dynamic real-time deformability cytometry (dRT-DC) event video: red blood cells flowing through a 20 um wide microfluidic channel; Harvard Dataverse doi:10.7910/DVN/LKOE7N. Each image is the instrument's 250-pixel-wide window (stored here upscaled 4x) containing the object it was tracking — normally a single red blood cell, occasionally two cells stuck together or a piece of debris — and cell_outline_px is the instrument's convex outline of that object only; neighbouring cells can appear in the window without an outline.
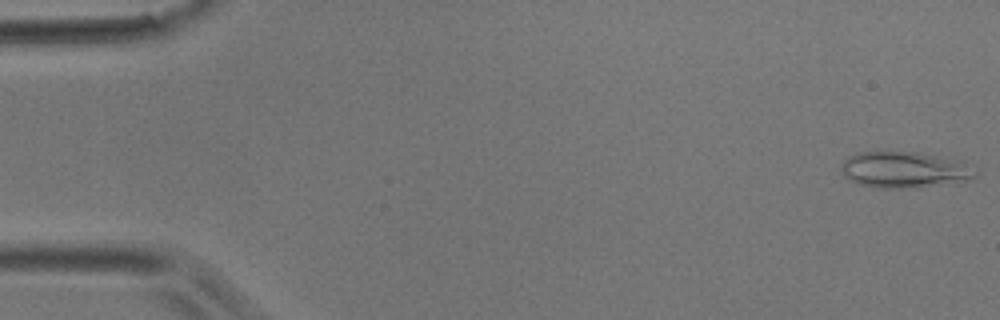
{"species": "common noctule bat (a hibernating species)", "species_latin": "Nyctalus noctula", "temperature_condition": "room temperature", "stored_images_in_passage": 5, "camera_frame_rate_fps": 3000, "um_per_image_px": 0.085, "animal": {"sex": "male", "body_mass_g": 17.9}, "frame": {"image": 1, "passage_image": 1, "time_ms": 0.0, "image_size_px": [1000, 320], "cell_outline_px": [[976, 176], [972, 180], [916, 188], [880, 188], [860, 184], [848, 180], [840, 172], [840, 164], [844, 156], [856, 152], [920, 152], [952, 156], [964, 160], [976, 172]], "centroid_in_image_um": [76.89, 14.41], "position_along_channel_um": 8.1, "area_um2": 29.36}}